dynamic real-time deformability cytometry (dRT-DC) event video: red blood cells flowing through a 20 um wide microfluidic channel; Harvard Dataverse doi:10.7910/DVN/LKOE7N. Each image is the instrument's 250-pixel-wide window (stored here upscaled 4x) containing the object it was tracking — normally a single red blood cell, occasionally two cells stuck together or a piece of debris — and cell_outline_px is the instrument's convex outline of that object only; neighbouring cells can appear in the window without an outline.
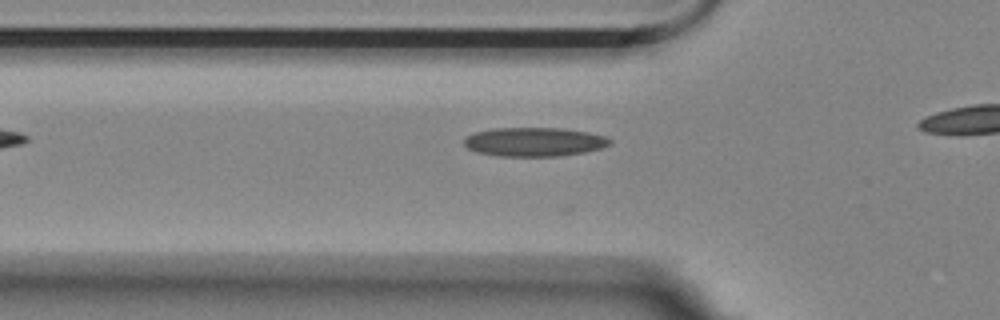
{"species": "Egyptian fruit bat (a non-hibernating species)", "species_latin": "Rousettus aegyptiacus", "temperature_condition": "room temperature", "stored_images_in_passage": 31, "camera_frame_rate_fps": 3000, "um_per_image_px": 0.085, "animal": {"sex": "female"}, "frame": {"image": 1, "passage_image": 4, "time_ms": 1.0, "image_size_px": [1000, 320], "cell_outline_px": [[612, 144], [600, 148], [584, 152], [560, 156], [500, 156], [476, 152], [468, 148], [464, 144], [464, 136], [472, 132], [492, 128], [564, 128], [588, 132], [604, 136], [612, 140]], "centroid_in_image_um": [45.38, 12.05], "position_along_channel_um": 80.4, "area_um2": 24.8}}
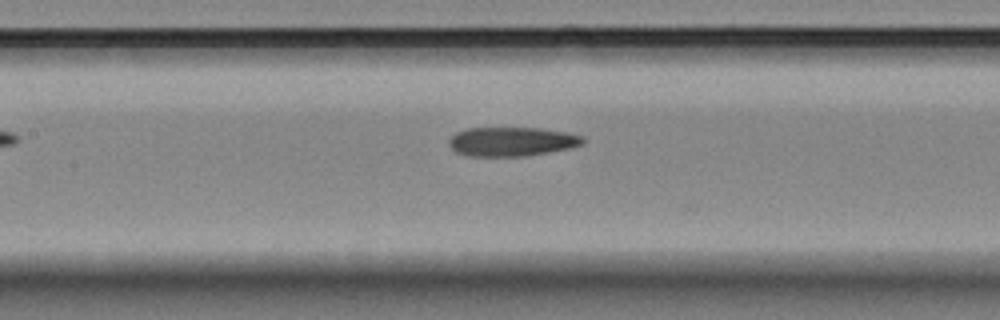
{"frame": {"image": 2, "passage_image": 11, "time_ms": 3.333, "image_size_px": [1000, 320], "cell_outline_px": [[588, 140], [584, 144], [572, 148], [524, 156], [468, 156], [456, 152], [448, 144], [448, 140], [456, 132], [464, 128], [540, 128], [568, 132], [584, 136]], "centroid_in_image_um": [43.55, 12.03], "position_along_channel_um": 163.9, "area_um2": 23.06}}
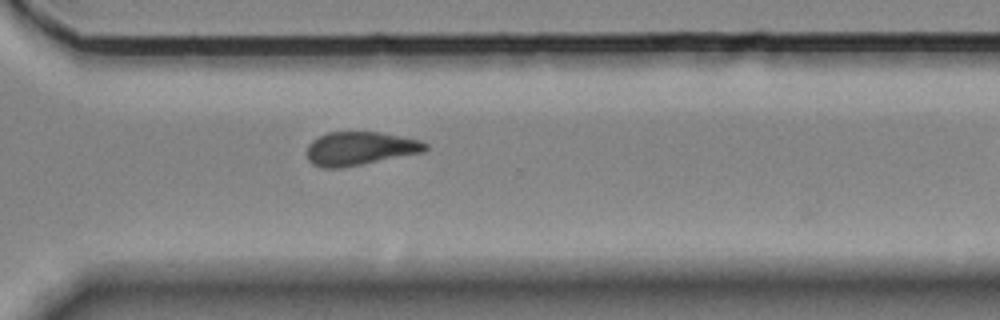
{"frame": {"image": 3, "passage_image": 26, "time_ms": 8.333, "image_size_px": [1000, 320], "cell_outline_px": [[428, 148], [424, 152], [340, 168], [320, 168], [312, 164], [308, 160], [308, 144], [312, 140], [328, 132], [376, 132], [420, 140], [428, 144]], "centroid_in_image_um": [30.58, 12.63], "position_along_channel_um": 340.0, "area_um2": 22.95}}